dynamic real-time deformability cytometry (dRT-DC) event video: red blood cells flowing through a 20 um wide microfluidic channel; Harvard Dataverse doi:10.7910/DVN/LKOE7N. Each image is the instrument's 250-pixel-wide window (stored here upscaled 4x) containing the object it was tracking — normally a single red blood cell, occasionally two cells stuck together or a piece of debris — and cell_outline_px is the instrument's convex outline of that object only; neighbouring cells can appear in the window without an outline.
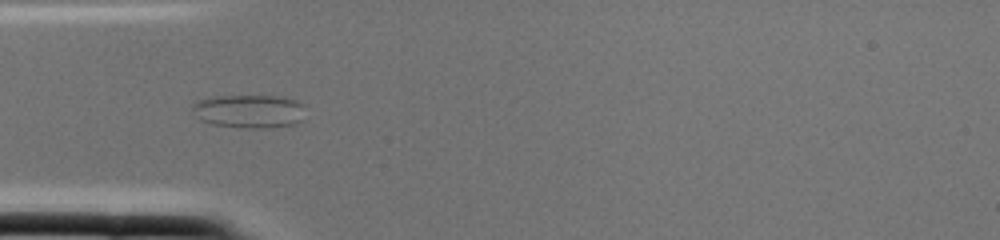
{"species": "common noctule bat (a hibernating species)", "species_latin": "Nyctalus noctula", "temperature_condition": "cold", "stored_images_in_passage": 2, "camera_frame_rate_fps": 3000, "um_per_image_px": 0.085, "animal": {"sex": "female", "body_mass_g": 22.0, "forearm_length_mm": 56.7}, "frame": {"image": 1, "passage_image": 2, "time_ms": 0.333, "image_size_px": [1000, 240], "cell_outline_px": [[304, 120], [296, 124], [264, 128], [244, 128], [212, 124], [200, 120], [192, 108], [192, 104], [196, 100], [212, 96], [276, 96], [296, 100], [304, 104]], "centroid_in_image_um": [21.2, 9.45], "position_along_channel_um": 63.8, "area_um2": 22.25}}